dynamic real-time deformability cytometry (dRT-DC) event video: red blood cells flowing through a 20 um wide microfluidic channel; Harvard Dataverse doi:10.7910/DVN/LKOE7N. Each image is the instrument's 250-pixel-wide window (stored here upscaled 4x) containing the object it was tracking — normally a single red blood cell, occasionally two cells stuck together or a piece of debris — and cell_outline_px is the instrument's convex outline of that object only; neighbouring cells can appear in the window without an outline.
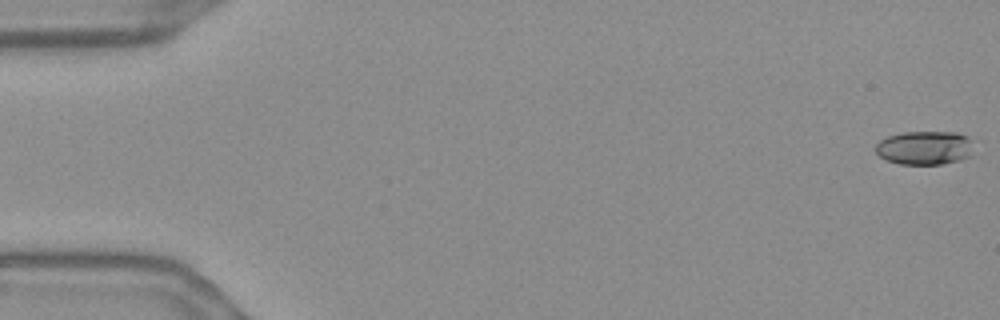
{"species": "Egyptian fruit bat (a non-hibernating species)", "species_latin": "Rousettus aegyptiacus", "temperature_condition": "warm", "stored_images_in_passage": 56, "camera_frame_rate_fps": 3000, "um_per_image_px": 0.085, "frame": {"image": 1, "passage_image": 1, "time_ms": 0.0, "image_size_px": [1000, 320], "cell_outline_px": [[972, 140], [968, 156], [960, 160], [940, 164], [900, 164], [888, 160], [880, 156], [876, 152], [876, 144], [880, 140], [888, 136], [904, 132], [956, 132], [968, 136]], "centroid_in_image_um": [78.58, 12.55], "position_along_channel_um": 6.4, "area_um2": 19.07}}
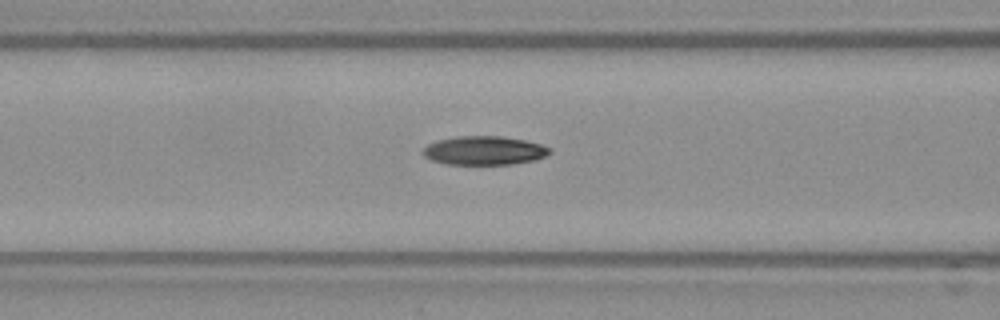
{"frame": {"image": 2, "passage_image": 23, "time_ms": 7.333, "image_size_px": [1000, 320], "cell_outline_px": [[552, 152], [536, 160], [512, 164], [444, 164], [432, 160], [424, 156], [420, 152], [428, 144], [436, 140], [456, 136], [500, 136], [524, 140], [540, 144], [552, 148]], "centroid_in_image_um": [41.14, 12.79], "position_along_channel_um": 125.5, "area_um2": 21.39}}
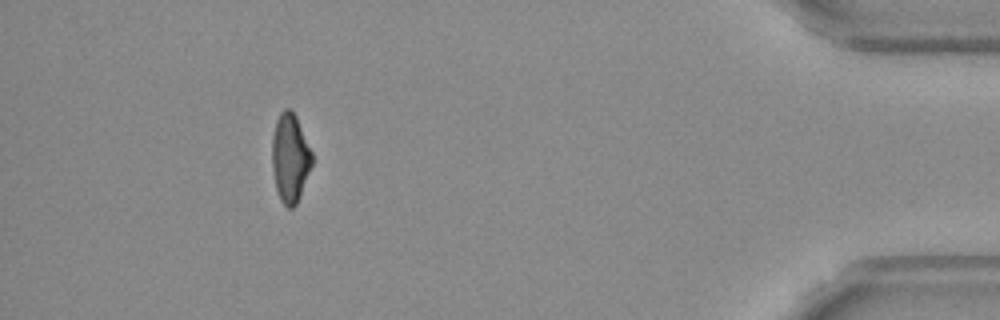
{"frame": {"image": 3, "passage_image": 51, "time_ms": 16.667, "image_size_px": [1000, 320], "cell_outline_px": [[312, 164], [300, 196], [296, 204], [292, 208], [288, 208], [280, 200], [276, 188], [272, 168], [272, 136], [276, 120], [280, 112], [284, 108], [288, 108], [296, 116], [312, 152]], "centroid_in_image_um": [24.65, 13.42], "position_along_channel_um": 410.6, "area_um2": 20.58}, "authors_computed_cell_mechanics": {"area_um2": 20.9525, "velocity_mm_per_s": 3.6859, "shape_relaxation_time_tau1_ms": 9.2461, "shape_relaxation_time_tau2_ms": 9.6519, "deformation_change_tau1": 0.2332, "deformation_change_tau2": 0.1948}}